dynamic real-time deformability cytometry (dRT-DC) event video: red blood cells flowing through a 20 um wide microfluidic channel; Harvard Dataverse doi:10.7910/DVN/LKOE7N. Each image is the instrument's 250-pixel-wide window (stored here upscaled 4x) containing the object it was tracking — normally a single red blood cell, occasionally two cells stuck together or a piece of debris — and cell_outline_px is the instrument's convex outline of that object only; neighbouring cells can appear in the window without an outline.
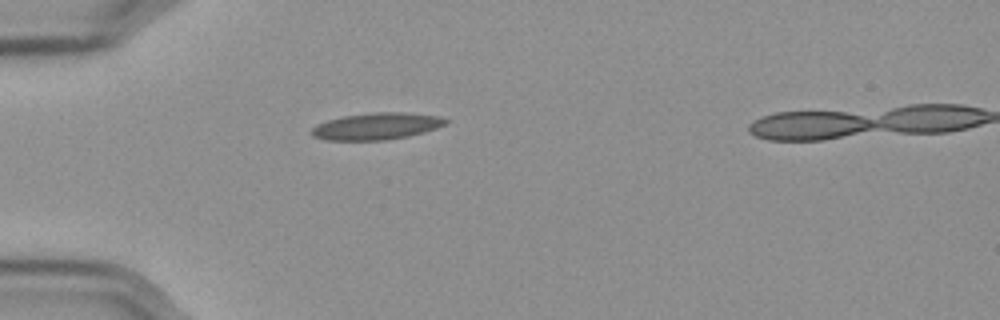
{"species": "Egyptian fruit bat (a non-hibernating species)", "species_latin": "Rousettus aegyptiacus", "temperature_condition": "cold", "stored_images_in_passage": 40, "camera_frame_rate_fps": 3000, "um_per_image_px": 0.085, "frame": {"image": 1, "passage_image": 1, "time_ms": 0.0, "image_size_px": [1000, 320], "cell_outline_px": [[448, 124], [424, 132], [408, 136], [388, 140], [324, 140], [312, 136], [312, 128], [316, 124], [328, 120], [344, 116], [372, 112], [408, 112], [440, 116], [448, 120]], "centroid_in_image_um": [32.03, 10.72], "position_along_channel_um": 53.0, "area_um2": 21.1}}
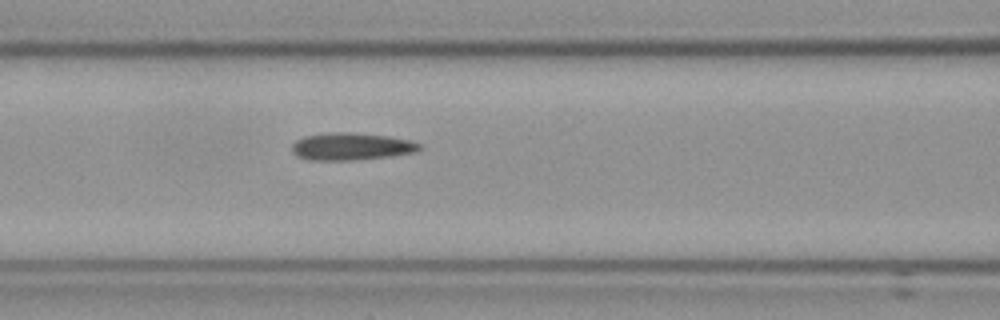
{"frame": {"image": 2, "passage_image": 9, "time_ms": 2.667, "image_size_px": [1000, 320], "cell_outline_px": [[424, 148], [416, 152], [388, 156], [352, 160], [308, 160], [296, 156], [292, 152], [292, 144], [296, 140], [304, 136], [328, 132], [352, 132], [388, 136], [408, 140], [420, 144]], "centroid_in_image_um": [29.83, 12.44], "position_along_channel_um": 136.8, "area_um2": 20.4}}
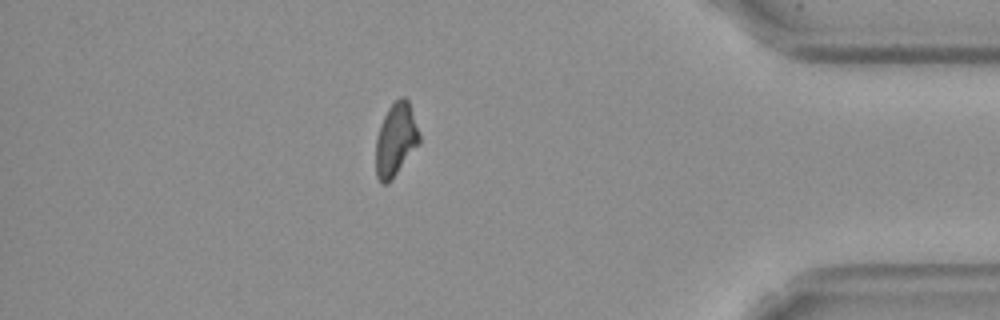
{"frame": {"image": 3, "passage_image": 34, "time_ms": 11.0, "image_size_px": [1000, 320], "cell_outline_px": [[420, 144], [392, 180], [388, 184], [380, 184], [376, 176], [376, 136], [380, 124], [388, 108], [400, 96], [404, 96], [408, 100], [420, 136]], "centroid_in_image_um": [33.63, 11.92], "position_along_channel_um": 401.6, "area_um2": 18.73}}